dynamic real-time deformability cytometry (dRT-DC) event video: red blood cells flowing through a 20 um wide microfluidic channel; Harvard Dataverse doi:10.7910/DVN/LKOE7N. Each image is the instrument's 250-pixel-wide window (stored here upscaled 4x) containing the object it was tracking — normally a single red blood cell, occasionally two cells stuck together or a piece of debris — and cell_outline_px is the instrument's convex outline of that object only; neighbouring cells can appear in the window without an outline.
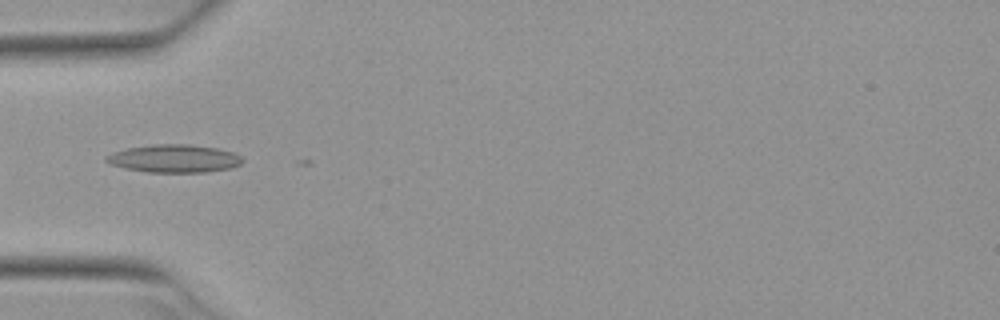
{"species": "Egyptian fruit bat (a non-hibernating species)", "species_latin": "Rousettus aegyptiacus", "temperature_condition": "warm", "stored_images_in_passage": 4, "camera_frame_rate_fps": 3000, "um_per_image_px": 0.085, "animal": {"sex": "female"}, "frame": {"image": 1, "passage_image": 4, "time_ms": 1.0, "image_size_px": [1000, 320], "cell_outline_px": [[244, 160], [240, 164], [228, 168], [204, 172], [148, 172], [124, 168], [112, 164], [104, 160], [104, 156], [112, 152], [128, 148], [152, 144], [188, 144], [216, 148], [232, 152], [240, 156]], "centroid_in_image_um": [14.76, 13.47], "position_along_channel_um": 70.2, "area_um2": 22.02}}